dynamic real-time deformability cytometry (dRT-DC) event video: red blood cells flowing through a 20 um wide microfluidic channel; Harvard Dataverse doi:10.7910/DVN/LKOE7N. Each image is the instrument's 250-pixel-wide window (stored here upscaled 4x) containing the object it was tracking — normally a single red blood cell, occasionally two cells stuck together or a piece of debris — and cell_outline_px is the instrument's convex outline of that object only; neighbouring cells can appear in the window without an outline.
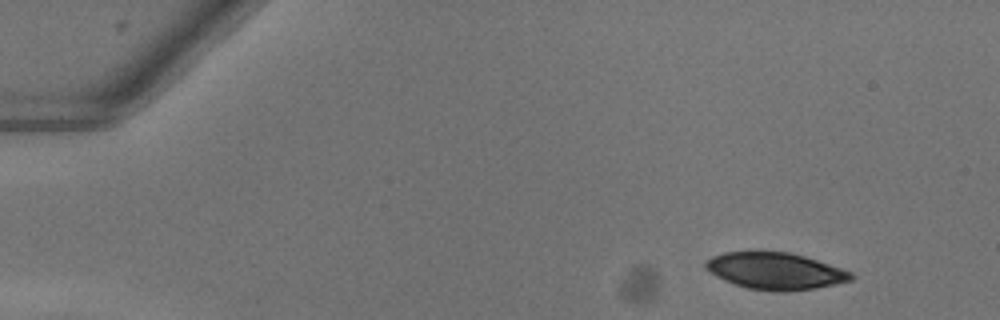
{"species": "common noctule bat (a hibernating species)", "species_latin": "Nyctalus noctula", "temperature_condition": "warm", "stored_images_in_passage": 47, "camera_frame_rate_fps": 3000, "um_per_image_px": 0.085, "animal": {"sex": "female"}, "frame": {"image": 1, "passage_image": 1, "time_ms": 0.0, "image_size_px": [1000, 320], "cell_outline_px": [[856, 276], [852, 280], [816, 288], [784, 292], [772, 292], [744, 288], [724, 280], [716, 276], [704, 268], [704, 260], [712, 256], [724, 252], [756, 248], [788, 252], [804, 256], [852, 272]], "centroid_in_image_um": [65.82, 23.0], "position_along_channel_um": 19.2, "area_um2": 32.25}}